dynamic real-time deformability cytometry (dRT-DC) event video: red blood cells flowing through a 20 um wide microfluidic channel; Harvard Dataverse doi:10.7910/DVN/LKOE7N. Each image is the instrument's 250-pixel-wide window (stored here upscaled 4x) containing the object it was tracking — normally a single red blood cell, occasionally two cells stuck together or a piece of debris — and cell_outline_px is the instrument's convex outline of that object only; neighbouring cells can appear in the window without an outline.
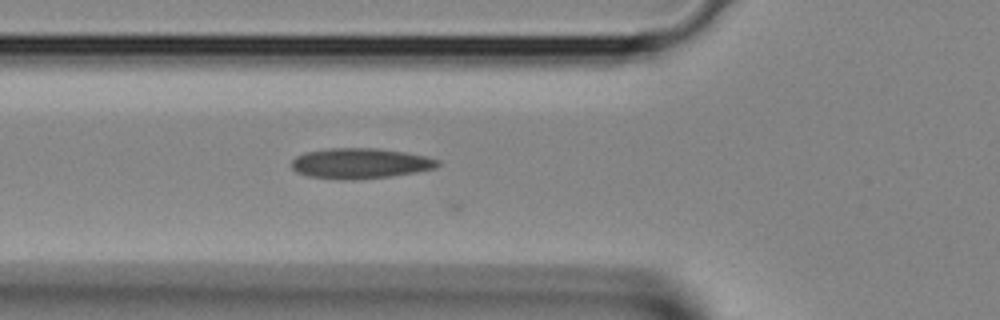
{"species": "Egyptian fruit bat (a non-hibernating species)", "species_latin": "Rousettus aegyptiacus", "temperature_condition": "room temperature", "stored_images_in_passage": 7, "camera_frame_rate_fps": 3000, "um_per_image_px": 0.085, "animal": {"sex": "female"}, "frame": {"image": 1, "passage_image": 4, "time_ms": 1.0, "image_size_px": [1000, 320], "cell_outline_px": [[440, 164], [436, 168], [416, 172], [392, 176], [352, 180], [348, 180], [308, 176], [296, 172], [292, 168], [292, 160], [296, 156], [304, 152], [328, 148], [376, 148], [404, 152], [424, 156], [440, 160]], "centroid_in_image_um": [30.61, 13.88], "position_along_channel_um": 95.2, "area_um2": 25.95}}